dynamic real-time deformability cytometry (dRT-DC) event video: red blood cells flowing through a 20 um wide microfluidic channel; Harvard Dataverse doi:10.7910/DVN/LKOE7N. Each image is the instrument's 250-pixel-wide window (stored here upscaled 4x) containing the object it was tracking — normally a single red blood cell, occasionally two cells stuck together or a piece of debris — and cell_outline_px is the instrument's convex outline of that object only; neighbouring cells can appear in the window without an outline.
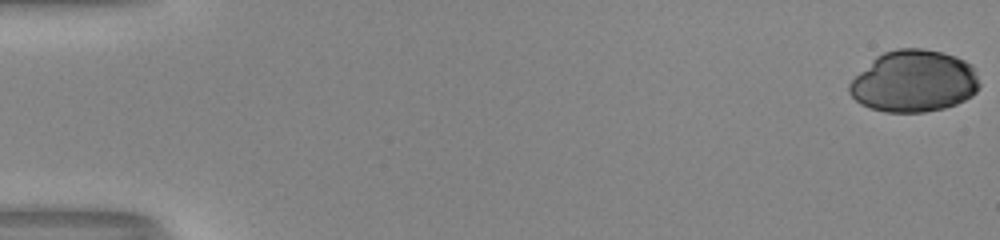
{"species": "human", "species_latin": "Homo sapiens", "temperature_condition": "room temperature", "stored_images_in_passage": 53, "camera_frame_rate_fps": 3000, "um_per_image_px": 0.085, "donor": {"sex": "male"}, "frame": {"image": 1, "passage_image": 1, "time_ms": 0.0, "image_size_px": [1000, 240], "cell_outline_px": [[980, 88], [972, 96], [956, 104], [944, 108], [924, 112], [884, 112], [860, 104], [848, 92], [848, 84], [876, 56], [884, 52], [896, 48], [924, 48], [956, 56], [972, 64], [980, 84]], "centroid_in_image_um": [77.7, 6.9], "position_along_channel_um": 7.3, "area_um2": 46.99}}
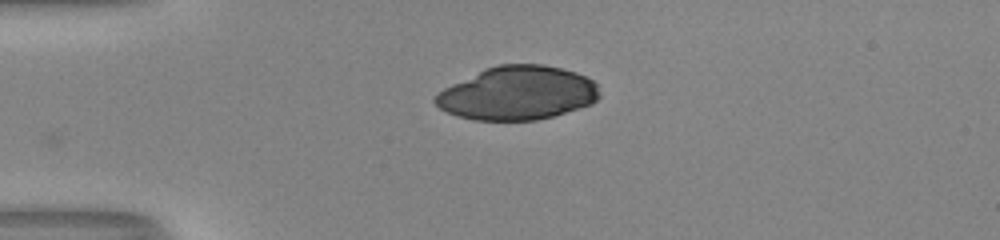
{"frame": {"image": 2, "passage_image": 15, "time_ms": 4.667, "image_size_px": [1000, 240], "cell_outline_px": [[600, 96], [592, 104], [552, 116], [536, 120], [472, 120], [456, 116], [440, 108], [432, 100], [436, 92], [484, 68], [500, 64], [544, 64], [576, 72], [592, 80], [596, 84]], "centroid_in_image_um": [43.96, 7.91], "position_along_channel_um": 41.0, "area_um2": 51.33}}
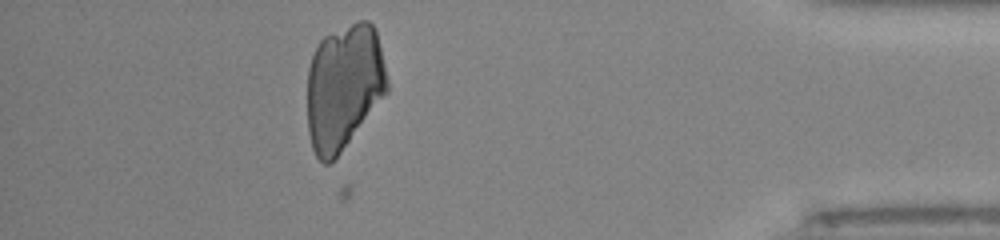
{"frame": {"image": 3, "passage_image": 48, "time_ms": 15.667, "image_size_px": [1000, 240], "cell_outline_px": [[388, 92], [340, 152], [328, 164], [324, 164], [316, 156], [312, 148], [308, 132], [308, 68], [312, 56], [320, 40], [324, 36], [360, 20], [368, 20], [376, 28], [388, 80]], "centroid_in_image_um": [29.23, 7.37], "position_along_channel_um": 406.0, "area_um2": 58.26}}